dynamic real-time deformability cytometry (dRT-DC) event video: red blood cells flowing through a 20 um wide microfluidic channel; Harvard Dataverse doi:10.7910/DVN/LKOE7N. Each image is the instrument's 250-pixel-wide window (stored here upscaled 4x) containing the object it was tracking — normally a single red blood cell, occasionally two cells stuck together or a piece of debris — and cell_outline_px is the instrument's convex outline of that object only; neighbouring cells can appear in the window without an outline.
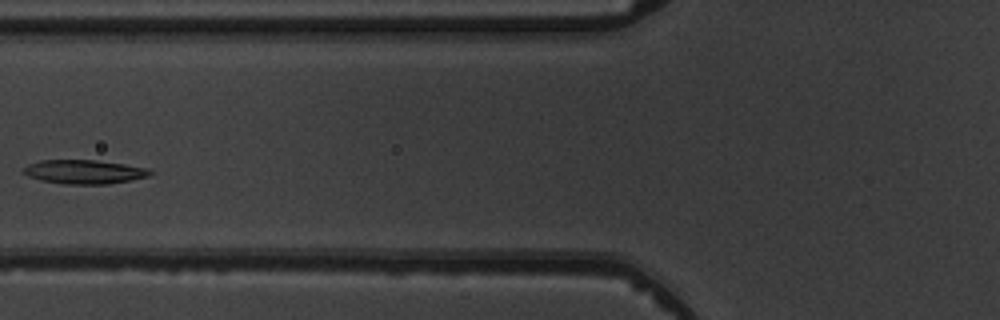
{"species": "common noctule bat (a hibernating species)", "species_latin": "Nyctalus noctula", "temperature_condition": "warm", "stored_images_in_passage": 4, "camera_frame_rate_fps": 3000, "um_per_image_px": 0.085, "animal": {"sex": "male", "body_mass_g": 19.5, "forearm_length_mm": 54.6}, "frame": {"image": 1, "passage_image": 3, "time_ms": 2.333, "image_size_px": [1000, 320], "cell_outline_px": [[152, 172], [148, 176], [132, 180], [108, 184], [64, 184], [40, 180], [28, 176], [20, 172], [20, 168], [28, 164], [40, 160], [96, 160], [124, 164], [148, 168]], "centroid_in_image_um": [7.09, 14.6], "position_along_channel_um": 118.7, "area_um2": 17.86}}
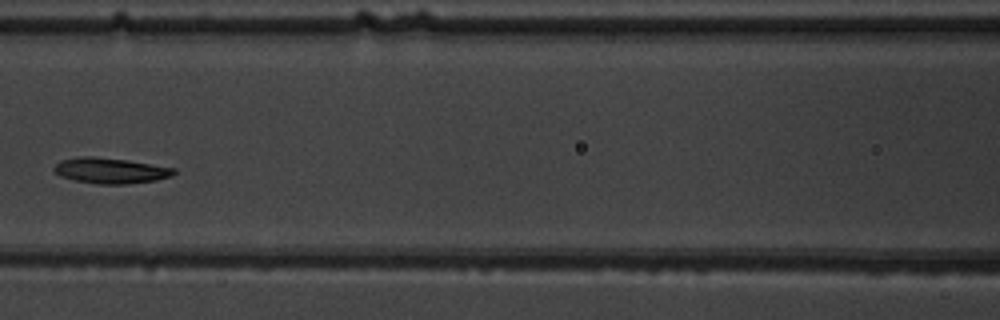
{"frame": {"image": 2, "passage_image": 4, "time_ms": 3.333, "image_size_px": [1000, 320], "cell_outline_px": [[176, 172], [172, 176], [156, 180], [128, 184], [96, 184], [72, 180], [60, 176], [52, 168], [60, 160], [80, 156], [92, 156], [128, 160], [176, 168]], "centroid_in_image_um": [9.38, 14.5], "position_along_channel_um": 157.2, "area_um2": 18.09}}